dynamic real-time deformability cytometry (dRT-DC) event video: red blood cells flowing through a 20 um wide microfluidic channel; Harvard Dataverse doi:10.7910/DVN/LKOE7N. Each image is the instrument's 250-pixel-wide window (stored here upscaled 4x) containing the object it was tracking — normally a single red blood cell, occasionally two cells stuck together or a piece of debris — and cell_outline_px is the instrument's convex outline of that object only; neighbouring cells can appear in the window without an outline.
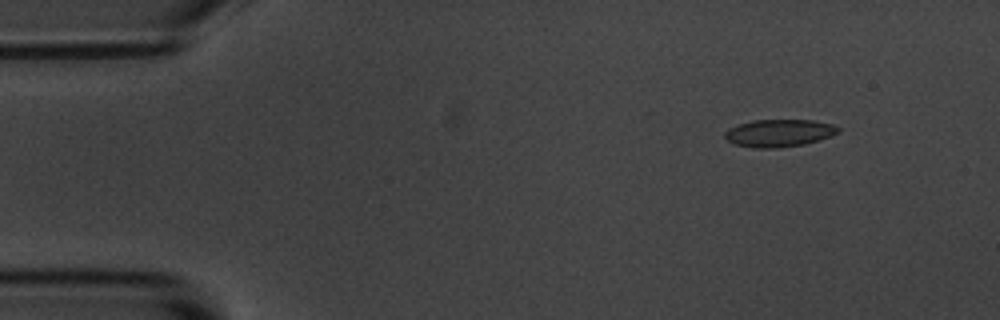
{"species": "common noctule bat (a hibernating species)", "species_latin": "Nyctalus noctula", "temperature_condition": "room temperature", "stored_images_in_passage": 4, "camera_frame_rate_fps": 3000, "um_per_image_px": 0.085, "animal": {"sex": "male", "body_mass_g": 20.1, "forearm_length_mm": 53.5}, "frame": {"image": 1, "passage_image": 2, "time_ms": 1.0, "image_size_px": [1000, 320], "cell_outline_px": [[840, 132], [832, 136], [804, 144], [776, 148], [756, 148], [732, 144], [724, 136], [724, 132], [728, 128], [752, 120], [812, 120], [832, 124], [840, 128]], "centroid_in_image_um": [66.22, 11.31], "position_along_channel_um": 18.8, "area_um2": 18.21}}
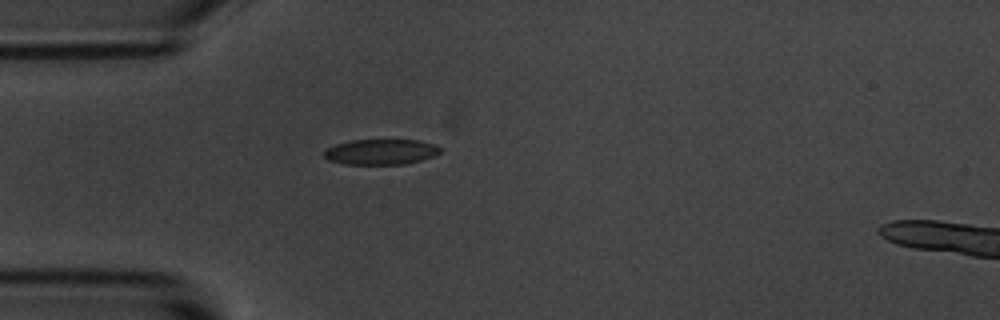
{"frame": {"image": 2, "passage_image": 4, "time_ms": 4.0, "image_size_px": [1000, 320], "cell_outline_px": [[444, 148], [440, 152], [432, 156], [420, 160], [404, 164], [344, 164], [328, 160], [324, 156], [324, 152], [328, 148], [336, 144], [352, 140], [416, 140], [436, 144]], "centroid_in_image_um": [32.4, 12.9], "position_along_channel_um": 52.6, "area_um2": 17.17}}